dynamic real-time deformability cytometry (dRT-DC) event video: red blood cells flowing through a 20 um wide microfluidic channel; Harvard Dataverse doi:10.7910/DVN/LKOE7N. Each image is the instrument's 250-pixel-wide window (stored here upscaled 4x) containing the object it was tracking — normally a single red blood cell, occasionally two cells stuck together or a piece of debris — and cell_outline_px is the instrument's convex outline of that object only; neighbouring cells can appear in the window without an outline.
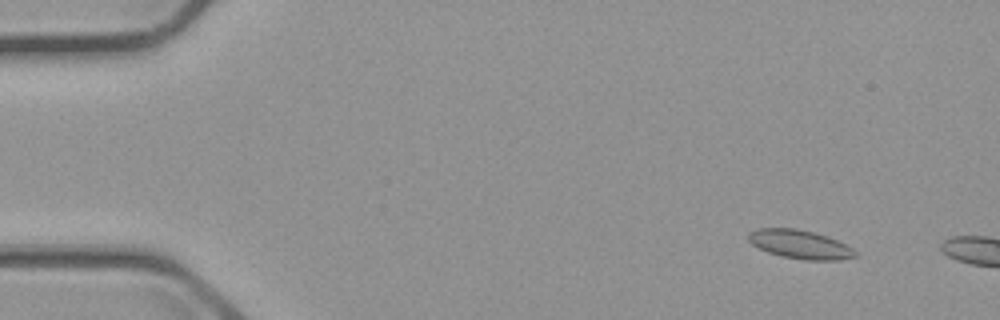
{"species": "common noctule bat (a hibernating species)", "species_latin": "Nyctalus noctula", "temperature_condition": "cold", "stored_images_in_passage": 2, "camera_frame_rate_fps": 3000, "um_per_image_px": 0.085, "animal": {"sex": "male", "body_mass_g": 23.1, "forearm_length_mm": 52.7}, "frame": {"image": 1, "passage_image": 1, "time_ms": 0.0, "image_size_px": [1000, 320], "cell_outline_px": [[856, 256], [840, 260], [804, 260], [780, 256], [768, 252], [752, 244], [748, 240], [748, 232], [760, 228], [796, 228], [828, 236], [852, 248], [856, 252]], "centroid_in_image_um": [67.98, 20.77], "position_along_channel_um": 17.0, "area_um2": 17.8}}